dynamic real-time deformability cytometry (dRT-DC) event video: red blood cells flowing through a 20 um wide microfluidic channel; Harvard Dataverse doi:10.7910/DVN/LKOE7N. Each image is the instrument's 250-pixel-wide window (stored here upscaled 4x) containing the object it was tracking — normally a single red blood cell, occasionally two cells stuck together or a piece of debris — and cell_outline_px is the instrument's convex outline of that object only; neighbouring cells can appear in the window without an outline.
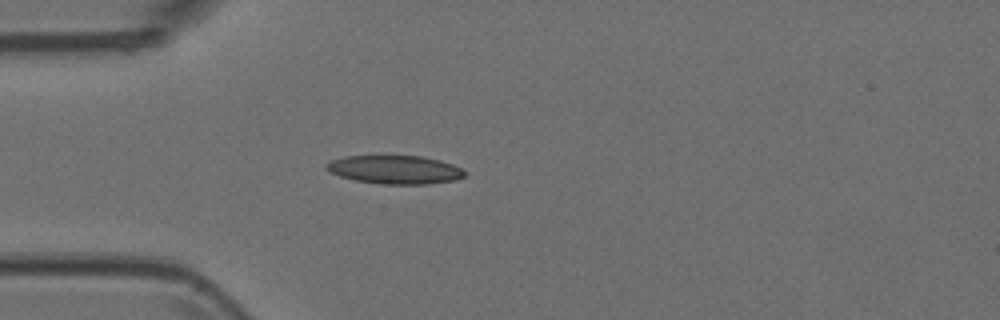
{"species": "Egyptian fruit bat (a non-hibernating species)", "species_latin": "Rousettus aegyptiacus", "temperature_condition": "room temperature", "stored_images_in_passage": 1, "camera_frame_rate_fps": 3000, "um_per_image_px": 0.085, "animal": {"sex": "female"}, "frame": {"image": 1, "passage_image": 1, "time_ms": 0.0, "image_size_px": [1000, 320], "cell_outline_px": [[468, 172], [464, 176], [456, 180], [428, 184], [384, 184], [356, 180], [340, 176], [328, 172], [324, 168], [324, 164], [332, 160], [344, 156], [424, 156], [440, 160], [452, 164]], "centroid_in_image_um": [33.57, 14.42], "position_along_channel_um": 51.4, "area_um2": 23.06}}